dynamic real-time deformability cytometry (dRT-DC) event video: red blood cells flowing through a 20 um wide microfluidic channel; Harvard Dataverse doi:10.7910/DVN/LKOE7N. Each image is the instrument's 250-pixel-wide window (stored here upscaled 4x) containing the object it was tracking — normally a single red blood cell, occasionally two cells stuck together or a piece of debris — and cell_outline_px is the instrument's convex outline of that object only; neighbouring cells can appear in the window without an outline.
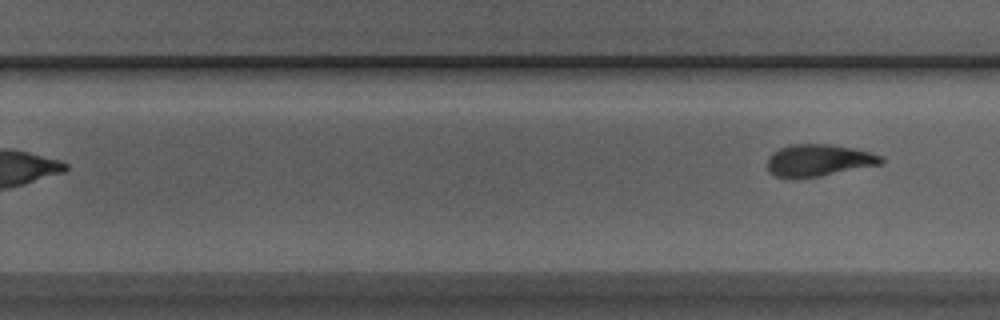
{"species": "Egyptian fruit bat (a non-hibernating species)", "species_latin": "Rousettus aegyptiacus", "temperature_condition": "room temperature", "stored_images_in_passage": 10, "segment_of_instrument_passage": [2, 2], "camera_frame_rate_fps": 3000, "um_per_image_px": 0.085, "animal": {"sex": "male"}, "frame": {"image": 1, "passage_image": 10, "time_ms": 10.667, "image_size_px": [1000, 320], "cell_outline_px": [[884, 164], [820, 176], [792, 180], [776, 176], [768, 172], [768, 156], [772, 152], [780, 148], [792, 144], [832, 144], [852, 148], [868, 152], [880, 156], [884, 160]], "centroid_in_image_um": [69.55, 13.65], "position_along_channel_um": 260.3, "area_um2": 21.5}}